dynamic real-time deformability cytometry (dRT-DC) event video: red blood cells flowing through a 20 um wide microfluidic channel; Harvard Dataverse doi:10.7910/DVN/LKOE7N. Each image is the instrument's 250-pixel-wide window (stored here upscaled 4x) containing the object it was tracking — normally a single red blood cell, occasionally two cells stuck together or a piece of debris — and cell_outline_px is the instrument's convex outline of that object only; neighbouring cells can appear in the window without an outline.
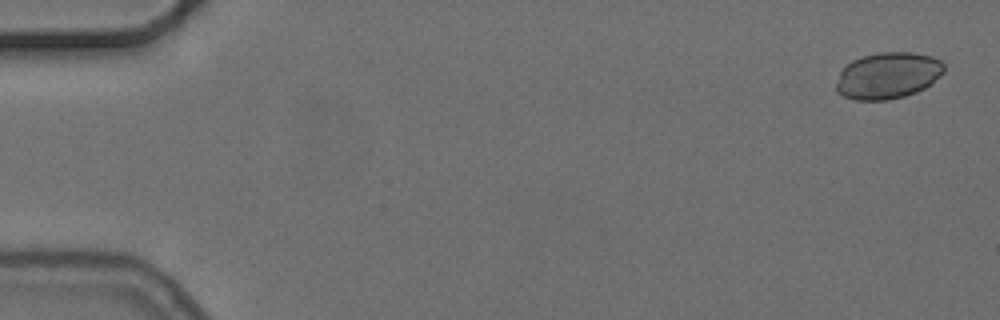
{"species": "common noctule bat (a hibernating species)", "species_latin": "Nyctalus noctula", "temperature_condition": "cold", "stored_images_in_passage": 5, "camera_frame_rate_fps": 3000, "um_per_image_px": 0.085, "animal": {"sex": "female", "body_mass_g": 24.6, "forearm_length_mm": 56.2}, "frame": {"image": 1, "passage_image": 1, "time_ms": 0.0, "image_size_px": [1000, 320], "cell_outline_px": [[944, 72], [940, 76], [924, 88], [916, 92], [904, 96], [888, 100], [856, 100], [844, 96], [836, 92], [836, 84], [840, 72], [852, 60], [864, 56], [880, 52], [912, 52], [932, 56], [940, 60], [944, 64]], "centroid_in_image_um": [75.48, 6.42], "position_along_channel_um": 9.5, "area_um2": 29.13}}
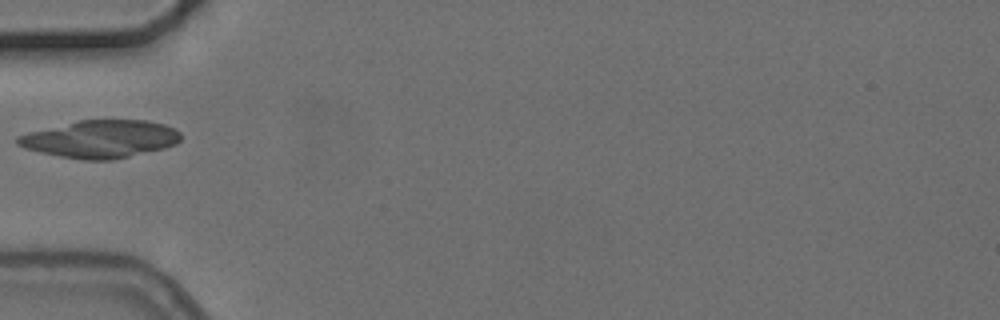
{"frame": {"image": 2, "passage_image": 5, "time_ms": 5.667, "image_size_px": [1000, 320], "cell_outline_px": [[180, 140], [176, 144], [164, 148], [112, 160], [84, 160], [60, 156], [40, 152], [24, 148], [16, 144], [16, 136], [28, 132], [76, 120], [148, 120], [164, 124], [176, 128], [180, 132]], "centroid_in_image_um": [8.53, 11.81], "position_along_channel_um": 76.5, "area_um2": 35.89}}